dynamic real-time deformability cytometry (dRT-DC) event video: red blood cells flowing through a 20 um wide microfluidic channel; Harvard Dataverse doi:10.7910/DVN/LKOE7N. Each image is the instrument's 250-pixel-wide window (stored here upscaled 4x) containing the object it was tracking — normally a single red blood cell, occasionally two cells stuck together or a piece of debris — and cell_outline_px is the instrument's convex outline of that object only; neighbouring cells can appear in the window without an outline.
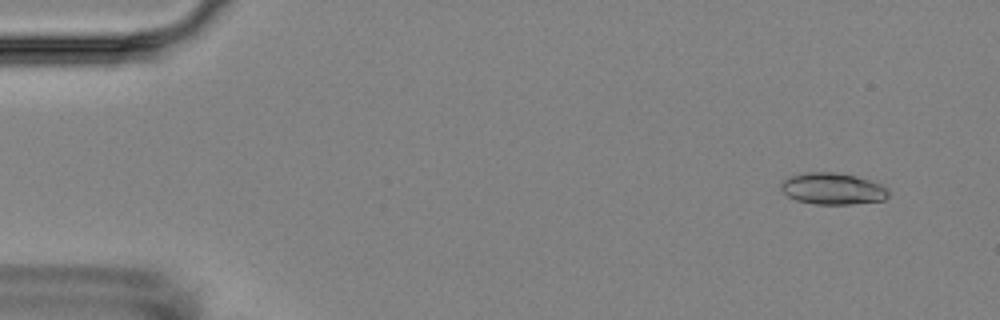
{"species": "Egyptian fruit bat (a non-hibernating species)", "species_latin": "Rousettus aegyptiacus", "temperature_condition": "room temperature", "stored_images_in_passage": 5, "camera_frame_rate_fps": 3000, "um_per_image_px": 0.085, "animal": {"sex": "female"}, "frame": {"image": 1, "passage_image": 2, "time_ms": 1.333, "image_size_px": [1000, 320], "cell_outline_px": [[888, 196], [884, 200], [848, 204], [816, 204], [796, 200], [788, 196], [780, 188], [780, 184], [784, 180], [792, 176], [804, 172], [836, 172], [868, 180], [880, 184], [888, 188]], "centroid_in_image_um": [70.76, 16.04], "position_along_channel_um": 14.2, "area_um2": 19.54}}